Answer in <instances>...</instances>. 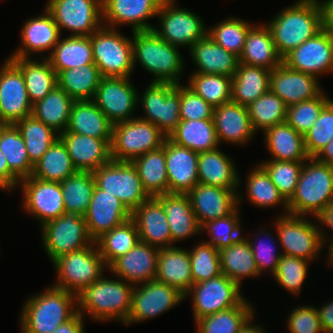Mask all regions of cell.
<instances>
[{
  "instance_id": "obj_72",
  "label": "cell",
  "mask_w": 333,
  "mask_h": 333,
  "mask_svg": "<svg viewBox=\"0 0 333 333\" xmlns=\"http://www.w3.org/2000/svg\"><path fill=\"white\" fill-rule=\"evenodd\" d=\"M328 245V246H327ZM326 247H327V251H326V260L325 262L327 263L328 268L331 266V268H333V239H331L328 243H327Z\"/></svg>"
},
{
  "instance_id": "obj_5",
  "label": "cell",
  "mask_w": 333,
  "mask_h": 333,
  "mask_svg": "<svg viewBox=\"0 0 333 333\" xmlns=\"http://www.w3.org/2000/svg\"><path fill=\"white\" fill-rule=\"evenodd\" d=\"M333 201V166L309 158L303 164L295 193L288 200L289 214L316 216Z\"/></svg>"
},
{
  "instance_id": "obj_37",
  "label": "cell",
  "mask_w": 333,
  "mask_h": 333,
  "mask_svg": "<svg viewBox=\"0 0 333 333\" xmlns=\"http://www.w3.org/2000/svg\"><path fill=\"white\" fill-rule=\"evenodd\" d=\"M263 136L265 150L271 160L298 162L310 158L305 148L304 136L286 121L267 129Z\"/></svg>"
},
{
  "instance_id": "obj_65",
  "label": "cell",
  "mask_w": 333,
  "mask_h": 333,
  "mask_svg": "<svg viewBox=\"0 0 333 333\" xmlns=\"http://www.w3.org/2000/svg\"><path fill=\"white\" fill-rule=\"evenodd\" d=\"M314 218L315 221H317L316 223L318 226L320 237L324 245L326 246V244L331 239H333V201L327 204L316 216H314ZM325 229L331 230L329 231L331 233H328Z\"/></svg>"
},
{
  "instance_id": "obj_11",
  "label": "cell",
  "mask_w": 333,
  "mask_h": 333,
  "mask_svg": "<svg viewBox=\"0 0 333 333\" xmlns=\"http://www.w3.org/2000/svg\"><path fill=\"white\" fill-rule=\"evenodd\" d=\"M39 228L42 248L52 263L59 257L94 242L88 234L85 217L76 213L64 212L62 216Z\"/></svg>"
},
{
  "instance_id": "obj_27",
  "label": "cell",
  "mask_w": 333,
  "mask_h": 333,
  "mask_svg": "<svg viewBox=\"0 0 333 333\" xmlns=\"http://www.w3.org/2000/svg\"><path fill=\"white\" fill-rule=\"evenodd\" d=\"M165 149L169 193L188 194L198 183V152L179 146L168 137Z\"/></svg>"
},
{
  "instance_id": "obj_63",
  "label": "cell",
  "mask_w": 333,
  "mask_h": 333,
  "mask_svg": "<svg viewBox=\"0 0 333 333\" xmlns=\"http://www.w3.org/2000/svg\"><path fill=\"white\" fill-rule=\"evenodd\" d=\"M286 325L289 333H324L316 308L300 304L290 310Z\"/></svg>"
},
{
  "instance_id": "obj_66",
  "label": "cell",
  "mask_w": 333,
  "mask_h": 333,
  "mask_svg": "<svg viewBox=\"0 0 333 333\" xmlns=\"http://www.w3.org/2000/svg\"><path fill=\"white\" fill-rule=\"evenodd\" d=\"M20 179L9 169L7 161L0 151V189L7 193L17 190Z\"/></svg>"
},
{
  "instance_id": "obj_19",
  "label": "cell",
  "mask_w": 333,
  "mask_h": 333,
  "mask_svg": "<svg viewBox=\"0 0 333 333\" xmlns=\"http://www.w3.org/2000/svg\"><path fill=\"white\" fill-rule=\"evenodd\" d=\"M290 69L317 77L333 74V35L323 28L283 57ZM320 77V78H319Z\"/></svg>"
},
{
  "instance_id": "obj_55",
  "label": "cell",
  "mask_w": 333,
  "mask_h": 333,
  "mask_svg": "<svg viewBox=\"0 0 333 333\" xmlns=\"http://www.w3.org/2000/svg\"><path fill=\"white\" fill-rule=\"evenodd\" d=\"M254 24L237 16H227L213 26H209L207 34L225 50L240 57L248 31Z\"/></svg>"
},
{
  "instance_id": "obj_46",
  "label": "cell",
  "mask_w": 333,
  "mask_h": 333,
  "mask_svg": "<svg viewBox=\"0 0 333 333\" xmlns=\"http://www.w3.org/2000/svg\"><path fill=\"white\" fill-rule=\"evenodd\" d=\"M245 298L238 306L204 316L196 321V333H239L243 326L256 315V308Z\"/></svg>"
},
{
  "instance_id": "obj_49",
  "label": "cell",
  "mask_w": 333,
  "mask_h": 333,
  "mask_svg": "<svg viewBox=\"0 0 333 333\" xmlns=\"http://www.w3.org/2000/svg\"><path fill=\"white\" fill-rule=\"evenodd\" d=\"M76 172L67 147L59 137L34 164L32 177L39 180L61 182Z\"/></svg>"
},
{
  "instance_id": "obj_47",
  "label": "cell",
  "mask_w": 333,
  "mask_h": 333,
  "mask_svg": "<svg viewBox=\"0 0 333 333\" xmlns=\"http://www.w3.org/2000/svg\"><path fill=\"white\" fill-rule=\"evenodd\" d=\"M102 76L97 65H87L62 70L57 74V85L74 101L92 100Z\"/></svg>"
},
{
  "instance_id": "obj_38",
  "label": "cell",
  "mask_w": 333,
  "mask_h": 333,
  "mask_svg": "<svg viewBox=\"0 0 333 333\" xmlns=\"http://www.w3.org/2000/svg\"><path fill=\"white\" fill-rule=\"evenodd\" d=\"M9 58L22 72L28 97L32 103L42 100L57 85V73L47 58Z\"/></svg>"
},
{
  "instance_id": "obj_44",
  "label": "cell",
  "mask_w": 333,
  "mask_h": 333,
  "mask_svg": "<svg viewBox=\"0 0 333 333\" xmlns=\"http://www.w3.org/2000/svg\"><path fill=\"white\" fill-rule=\"evenodd\" d=\"M135 166L143 188L150 197L169 193L165 149L149 151L131 161Z\"/></svg>"
},
{
  "instance_id": "obj_9",
  "label": "cell",
  "mask_w": 333,
  "mask_h": 333,
  "mask_svg": "<svg viewBox=\"0 0 333 333\" xmlns=\"http://www.w3.org/2000/svg\"><path fill=\"white\" fill-rule=\"evenodd\" d=\"M177 0H164L157 14L158 26L154 31L165 42L188 50L208 32L202 16L182 8Z\"/></svg>"
},
{
  "instance_id": "obj_6",
  "label": "cell",
  "mask_w": 333,
  "mask_h": 333,
  "mask_svg": "<svg viewBox=\"0 0 333 333\" xmlns=\"http://www.w3.org/2000/svg\"><path fill=\"white\" fill-rule=\"evenodd\" d=\"M51 264L56 273L55 282L51 285L75 295L108 271L95 242L67 253Z\"/></svg>"
},
{
  "instance_id": "obj_71",
  "label": "cell",
  "mask_w": 333,
  "mask_h": 333,
  "mask_svg": "<svg viewBox=\"0 0 333 333\" xmlns=\"http://www.w3.org/2000/svg\"><path fill=\"white\" fill-rule=\"evenodd\" d=\"M255 315L243 326L239 333H267L269 330H265L266 325L255 323Z\"/></svg>"
},
{
  "instance_id": "obj_29",
  "label": "cell",
  "mask_w": 333,
  "mask_h": 333,
  "mask_svg": "<svg viewBox=\"0 0 333 333\" xmlns=\"http://www.w3.org/2000/svg\"><path fill=\"white\" fill-rule=\"evenodd\" d=\"M77 171L94 172L111 160L112 139H99L73 132L59 135Z\"/></svg>"
},
{
  "instance_id": "obj_18",
  "label": "cell",
  "mask_w": 333,
  "mask_h": 333,
  "mask_svg": "<svg viewBox=\"0 0 333 333\" xmlns=\"http://www.w3.org/2000/svg\"><path fill=\"white\" fill-rule=\"evenodd\" d=\"M22 209L37 220L39 227L65 211L60 182L39 180L32 176L20 180Z\"/></svg>"
},
{
  "instance_id": "obj_3",
  "label": "cell",
  "mask_w": 333,
  "mask_h": 333,
  "mask_svg": "<svg viewBox=\"0 0 333 333\" xmlns=\"http://www.w3.org/2000/svg\"><path fill=\"white\" fill-rule=\"evenodd\" d=\"M20 311L21 333H52L77 313L76 295L50 284L29 295Z\"/></svg>"
},
{
  "instance_id": "obj_20",
  "label": "cell",
  "mask_w": 333,
  "mask_h": 333,
  "mask_svg": "<svg viewBox=\"0 0 333 333\" xmlns=\"http://www.w3.org/2000/svg\"><path fill=\"white\" fill-rule=\"evenodd\" d=\"M32 108L21 70L5 58L0 64V124L15 125L32 115Z\"/></svg>"
},
{
  "instance_id": "obj_53",
  "label": "cell",
  "mask_w": 333,
  "mask_h": 333,
  "mask_svg": "<svg viewBox=\"0 0 333 333\" xmlns=\"http://www.w3.org/2000/svg\"><path fill=\"white\" fill-rule=\"evenodd\" d=\"M247 109L253 129L257 134L259 131L263 134L267 129L286 121L287 106L271 90L251 102Z\"/></svg>"
},
{
  "instance_id": "obj_58",
  "label": "cell",
  "mask_w": 333,
  "mask_h": 333,
  "mask_svg": "<svg viewBox=\"0 0 333 333\" xmlns=\"http://www.w3.org/2000/svg\"><path fill=\"white\" fill-rule=\"evenodd\" d=\"M311 263L305 259L282 255L272 277L278 286L293 295V298L294 295L295 298L299 297L309 276L308 267Z\"/></svg>"
},
{
  "instance_id": "obj_45",
  "label": "cell",
  "mask_w": 333,
  "mask_h": 333,
  "mask_svg": "<svg viewBox=\"0 0 333 333\" xmlns=\"http://www.w3.org/2000/svg\"><path fill=\"white\" fill-rule=\"evenodd\" d=\"M74 100L58 85L33 104L32 115L59 135L66 131Z\"/></svg>"
},
{
  "instance_id": "obj_60",
  "label": "cell",
  "mask_w": 333,
  "mask_h": 333,
  "mask_svg": "<svg viewBox=\"0 0 333 333\" xmlns=\"http://www.w3.org/2000/svg\"><path fill=\"white\" fill-rule=\"evenodd\" d=\"M305 161L290 162L261 160L257 163L267 172L271 181L288 201L295 193L299 175Z\"/></svg>"
},
{
  "instance_id": "obj_26",
  "label": "cell",
  "mask_w": 333,
  "mask_h": 333,
  "mask_svg": "<svg viewBox=\"0 0 333 333\" xmlns=\"http://www.w3.org/2000/svg\"><path fill=\"white\" fill-rule=\"evenodd\" d=\"M213 122L219 144L246 146L255 139L247 106L229 102L214 107Z\"/></svg>"
},
{
  "instance_id": "obj_13",
  "label": "cell",
  "mask_w": 333,
  "mask_h": 333,
  "mask_svg": "<svg viewBox=\"0 0 333 333\" xmlns=\"http://www.w3.org/2000/svg\"><path fill=\"white\" fill-rule=\"evenodd\" d=\"M140 93L138 104L144 111L141 119L156 125L167 137L180 119V84L150 82ZM145 115V116H144Z\"/></svg>"
},
{
  "instance_id": "obj_35",
  "label": "cell",
  "mask_w": 333,
  "mask_h": 333,
  "mask_svg": "<svg viewBox=\"0 0 333 333\" xmlns=\"http://www.w3.org/2000/svg\"><path fill=\"white\" fill-rule=\"evenodd\" d=\"M162 202L170 227L172 247L177 242L189 240L191 237L200 235V225L192 210V204L188 194H163L157 196Z\"/></svg>"
},
{
  "instance_id": "obj_12",
  "label": "cell",
  "mask_w": 333,
  "mask_h": 333,
  "mask_svg": "<svg viewBox=\"0 0 333 333\" xmlns=\"http://www.w3.org/2000/svg\"><path fill=\"white\" fill-rule=\"evenodd\" d=\"M92 173L95 185L117 197L131 213L150 198L132 162L110 160Z\"/></svg>"
},
{
  "instance_id": "obj_69",
  "label": "cell",
  "mask_w": 333,
  "mask_h": 333,
  "mask_svg": "<svg viewBox=\"0 0 333 333\" xmlns=\"http://www.w3.org/2000/svg\"><path fill=\"white\" fill-rule=\"evenodd\" d=\"M323 10L324 28L333 35V0H319Z\"/></svg>"
},
{
  "instance_id": "obj_23",
  "label": "cell",
  "mask_w": 333,
  "mask_h": 333,
  "mask_svg": "<svg viewBox=\"0 0 333 333\" xmlns=\"http://www.w3.org/2000/svg\"><path fill=\"white\" fill-rule=\"evenodd\" d=\"M321 86L317 77L290 69L284 63L271 71L270 90L287 107L316 98L325 90Z\"/></svg>"
},
{
  "instance_id": "obj_39",
  "label": "cell",
  "mask_w": 333,
  "mask_h": 333,
  "mask_svg": "<svg viewBox=\"0 0 333 333\" xmlns=\"http://www.w3.org/2000/svg\"><path fill=\"white\" fill-rule=\"evenodd\" d=\"M64 132L112 139L113 124L92 100L74 101L68 127Z\"/></svg>"
},
{
  "instance_id": "obj_28",
  "label": "cell",
  "mask_w": 333,
  "mask_h": 333,
  "mask_svg": "<svg viewBox=\"0 0 333 333\" xmlns=\"http://www.w3.org/2000/svg\"><path fill=\"white\" fill-rule=\"evenodd\" d=\"M238 191L198 183L188 196L200 227L230 215L238 207Z\"/></svg>"
},
{
  "instance_id": "obj_7",
  "label": "cell",
  "mask_w": 333,
  "mask_h": 333,
  "mask_svg": "<svg viewBox=\"0 0 333 333\" xmlns=\"http://www.w3.org/2000/svg\"><path fill=\"white\" fill-rule=\"evenodd\" d=\"M314 217L277 215L272 221L283 255L313 262L325 247Z\"/></svg>"
},
{
  "instance_id": "obj_36",
  "label": "cell",
  "mask_w": 333,
  "mask_h": 333,
  "mask_svg": "<svg viewBox=\"0 0 333 333\" xmlns=\"http://www.w3.org/2000/svg\"><path fill=\"white\" fill-rule=\"evenodd\" d=\"M239 63L274 70L283 58L278 53L270 28L255 22L249 29Z\"/></svg>"
},
{
  "instance_id": "obj_43",
  "label": "cell",
  "mask_w": 333,
  "mask_h": 333,
  "mask_svg": "<svg viewBox=\"0 0 333 333\" xmlns=\"http://www.w3.org/2000/svg\"><path fill=\"white\" fill-rule=\"evenodd\" d=\"M47 59L57 74L62 70L76 69L93 63L90 36H70L69 34L61 36Z\"/></svg>"
},
{
  "instance_id": "obj_16",
  "label": "cell",
  "mask_w": 333,
  "mask_h": 333,
  "mask_svg": "<svg viewBox=\"0 0 333 333\" xmlns=\"http://www.w3.org/2000/svg\"><path fill=\"white\" fill-rule=\"evenodd\" d=\"M185 301L177 289L156 280L136 285L132 293L131 309L125 326L140 324L165 314Z\"/></svg>"
},
{
  "instance_id": "obj_17",
  "label": "cell",
  "mask_w": 333,
  "mask_h": 333,
  "mask_svg": "<svg viewBox=\"0 0 333 333\" xmlns=\"http://www.w3.org/2000/svg\"><path fill=\"white\" fill-rule=\"evenodd\" d=\"M131 78L102 77L92 99L113 125L135 118L138 88Z\"/></svg>"
},
{
  "instance_id": "obj_68",
  "label": "cell",
  "mask_w": 333,
  "mask_h": 333,
  "mask_svg": "<svg viewBox=\"0 0 333 333\" xmlns=\"http://www.w3.org/2000/svg\"><path fill=\"white\" fill-rule=\"evenodd\" d=\"M85 318L77 312L70 320L62 323L52 333H85Z\"/></svg>"
},
{
  "instance_id": "obj_57",
  "label": "cell",
  "mask_w": 333,
  "mask_h": 333,
  "mask_svg": "<svg viewBox=\"0 0 333 333\" xmlns=\"http://www.w3.org/2000/svg\"><path fill=\"white\" fill-rule=\"evenodd\" d=\"M241 209L237 207L230 215L204 223L200 231L206 232L210 239L205 241L217 250L229 247L243 236Z\"/></svg>"
},
{
  "instance_id": "obj_50",
  "label": "cell",
  "mask_w": 333,
  "mask_h": 333,
  "mask_svg": "<svg viewBox=\"0 0 333 333\" xmlns=\"http://www.w3.org/2000/svg\"><path fill=\"white\" fill-rule=\"evenodd\" d=\"M140 241L136 223L132 218L104 233L95 243L107 267L125 255Z\"/></svg>"
},
{
  "instance_id": "obj_21",
  "label": "cell",
  "mask_w": 333,
  "mask_h": 333,
  "mask_svg": "<svg viewBox=\"0 0 333 333\" xmlns=\"http://www.w3.org/2000/svg\"><path fill=\"white\" fill-rule=\"evenodd\" d=\"M43 8L40 15L23 21L19 32L20 45L8 57L33 58L39 54L37 58H47L52 52L62 35L53 16Z\"/></svg>"
},
{
  "instance_id": "obj_8",
  "label": "cell",
  "mask_w": 333,
  "mask_h": 333,
  "mask_svg": "<svg viewBox=\"0 0 333 333\" xmlns=\"http://www.w3.org/2000/svg\"><path fill=\"white\" fill-rule=\"evenodd\" d=\"M102 26L91 36L93 60L102 77H133L132 38Z\"/></svg>"
},
{
  "instance_id": "obj_42",
  "label": "cell",
  "mask_w": 333,
  "mask_h": 333,
  "mask_svg": "<svg viewBox=\"0 0 333 333\" xmlns=\"http://www.w3.org/2000/svg\"><path fill=\"white\" fill-rule=\"evenodd\" d=\"M168 138L198 153L220 147L213 119L181 120Z\"/></svg>"
},
{
  "instance_id": "obj_54",
  "label": "cell",
  "mask_w": 333,
  "mask_h": 333,
  "mask_svg": "<svg viewBox=\"0 0 333 333\" xmlns=\"http://www.w3.org/2000/svg\"><path fill=\"white\" fill-rule=\"evenodd\" d=\"M187 81L186 85L213 107L232 101V77L191 72Z\"/></svg>"
},
{
  "instance_id": "obj_51",
  "label": "cell",
  "mask_w": 333,
  "mask_h": 333,
  "mask_svg": "<svg viewBox=\"0 0 333 333\" xmlns=\"http://www.w3.org/2000/svg\"><path fill=\"white\" fill-rule=\"evenodd\" d=\"M60 185L65 211L85 216L95 187L93 173L77 171L61 181Z\"/></svg>"
},
{
  "instance_id": "obj_25",
  "label": "cell",
  "mask_w": 333,
  "mask_h": 333,
  "mask_svg": "<svg viewBox=\"0 0 333 333\" xmlns=\"http://www.w3.org/2000/svg\"><path fill=\"white\" fill-rule=\"evenodd\" d=\"M159 250L139 241L125 255L116 259L107 272L134 286L153 281L156 278Z\"/></svg>"
},
{
  "instance_id": "obj_61",
  "label": "cell",
  "mask_w": 333,
  "mask_h": 333,
  "mask_svg": "<svg viewBox=\"0 0 333 333\" xmlns=\"http://www.w3.org/2000/svg\"><path fill=\"white\" fill-rule=\"evenodd\" d=\"M323 91L314 99L287 107L286 122L297 132L304 135L319 117L323 107L331 100Z\"/></svg>"
},
{
  "instance_id": "obj_52",
  "label": "cell",
  "mask_w": 333,
  "mask_h": 333,
  "mask_svg": "<svg viewBox=\"0 0 333 333\" xmlns=\"http://www.w3.org/2000/svg\"><path fill=\"white\" fill-rule=\"evenodd\" d=\"M271 229L274 230V233L272 232V234L269 229L267 230L265 226H262L260 229L255 230L257 233L254 232L249 236L245 234L243 235L251 246L256 266L261 276H263V274L266 275L267 272H269L272 277L277 269L280 258L283 255L281 247L278 245L279 242L275 227L273 226Z\"/></svg>"
},
{
  "instance_id": "obj_22",
  "label": "cell",
  "mask_w": 333,
  "mask_h": 333,
  "mask_svg": "<svg viewBox=\"0 0 333 333\" xmlns=\"http://www.w3.org/2000/svg\"><path fill=\"white\" fill-rule=\"evenodd\" d=\"M164 0H102L103 25L110 28L131 27V31H150ZM150 20V21H149ZM119 26V27H118Z\"/></svg>"
},
{
  "instance_id": "obj_14",
  "label": "cell",
  "mask_w": 333,
  "mask_h": 333,
  "mask_svg": "<svg viewBox=\"0 0 333 333\" xmlns=\"http://www.w3.org/2000/svg\"><path fill=\"white\" fill-rule=\"evenodd\" d=\"M45 9L53 16L61 35L91 36L103 26L102 0H47Z\"/></svg>"
},
{
  "instance_id": "obj_10",
  "label": "cell",
  "mask_w": 333,
  "mask_h": 333,
  "mask_svg": "<svg viewBox=\"0 0 333 333\" xmlns=\"http://www.w3.org/2000/svg\"><path fill=\"white\" fill-rule=\"evenodd\" d=\"M167 136L140 117L113 125L111 160L129 161L163 146Z\"/></svg>"
},
{
  "instance_id": "obj_34",
  "label": "cell",
  "mask_w": 333,
  "mask_h": 333,
  "mask_svg": "<svg viewBox=\"0 0 333 333\" xmlns=\"http://www.w3.org/2000/svg\"><path fill=\"white\" fill-rule=\"evenodd\" d=\"M238 166L234 158L217 148L198 154L199 184L211 185L225 189H239Z\"/></svg>"
},
{
  "instance_id": "obj_64",
  "label": "cell",
  "mask_w": 333,
  "mask_h": 333,
  "mask_svg": "<svg viewBox=\"0 0 333 333\" xmlns=\"http://www.w3.org/2000/svg\"><path fill=\"white\" fill-rule=\"evenodd\" d=\"M214 107L196 94L186 84H180V119H212Z\"/></svg>"
},
{
  "instance_id": "obj_2",
  "label": "cell",
  "mask_w": 333,
  "mask_h": 333,
  "mask_svg": "<svg viewBox=\"0 0 333 333\" xmlns=\"http://www.w3.org/2000/svg\"><path fill=\"white\" fill-rule=\"evenodd\" d=\"M278 12L265 23L282 58L324 28L319 0H295Z\"/></svg>"
},
{
  "instance_id": "obj_15",
  "label": "cell",
  "mask_w": 333,
  "mask_h": 333,
  "mask_svg": "<svg viewBox=\"0 0 333 333\" xmlns=\"http://www.w3.org/2000/svg\"><path fill=\"white\" fill-rule=\"evenodd\" d=\"M184 297H191L194 321L238 306L246 298L241 287L224 274L193 284Z\"/></svg>"
},
{
  "instance_id": "obj_24",
  "label": "cell",
  "mask_w": 333,
  "mask_h": 333,
  "mask_svg": "<svg viewBox=\"0 0 333 333\" xmlns=\"http://www.w3.org/2000/svg\"><path fill=\"white\" fill-rule=\"evenodd\" d=\"M85 222L90 238L95 242L104 233L131 218V212L114 195L94 187Z\"/></svg>"
},
{
  "instance_id": "obj_1",
  "label": "cell",
  "mask_w": 333,
  "mask_h": 333,
  "mask_svg": "<svg viewBox=\"0 0 333 333\" xmlns=\"http://www.w3.org/2000/svg\"><path fill=\"white\" fill-rule=\"evenodd\" d=\"M105 276L106 273L76 294L77 312L85 319L88 317L94 322L114 321L125 325L129 317L135 286L119 277Z\"/></svg>"
},
{
  "instance_id": "obj_62",
  "label": "cell",
  "mask_w": 333,
  "mask_h": 333,
  "mask_svg": "<svg viewBox=\"0 0 333 333\" xmlns=\"http://www.w3.org/2000/svg\"><path fill=\"white\" fill-rule=\"evenodd\" d=\"M303 136L305 148L310 158H315L333 139V99L323 107L311 129Z\"/></svg>"
},
{
  "instance_id": "obj_4",
  "label": "cell",
  "mask_w": 333,
  "mask_h": 333,
  "mask_svg": "<svg viewBox=\"0 0 333 333\" xmlns=\"http://www.w3.org/2000/svg\"><path fill=\"white\" fill-rule=\"evenodd\" d=\"M133 66L139 64L152 75L150 82L182 84L185 58L179 47L161 39L154 31H133ZM184 71V72H183Z\"/></svg>"
},
{
  "instance_id": "obj_70",
  "label": "cell",
  "mask_w": 333,
  "mask_h": 333,
  "mask_svg": "<svg viewBox=\"0 0 333 333\" xmlns=\"http://www.w3.org/2000/svg\"><path fill=\"white\" fill-rule=\"evenodd\" d=\"M320 163L333 166V139L325 145L321 152L315 157Z\"/></svg>"
},
{
  "instance_id": "obj_41",
  "label": "cell",
  "mask_w": 333,
  "mask_h": 333,
  "mask_svg": "<svg viewBox=\"0 0 333 333\" xmlns=\"http://www.w3.org/2000/svg\"><path fill=\"white\" fill-rule=\"evenodd\" d=\"M271 71L239 63L232 77V102L248 106L270 90Z\"/></svg>"
},
{
  "instance_id": "obj_30",
  "label": "cell",
  "mask_w": 333,
  "mask_h": 333,
  "mask_svg": "<svg viewBox=\"0 0 333 333\" xmlns=\"http://www.w3.org/2000/svg\"><path fill=\"white\" fill-rule=\"evenodd\" d=\"M141 242L158 249L172 247L170 227L162 202L157 197H150L132 213Z\"/></svg>"
},
{
  "instance_id": "obj_48",
  "label": "cell",
  "mask_w": 333,
  "mask_h": 333,
  "mask_svg": "<svg viewBox=\"0 0 333 333\" xmlns=\"http://www.w3.org/2000/svg\"><path fill=\"white\" fill-rule=\"evenodd\" d=\"M0 151L9 169L20 180L32 176L34 164L28 157L24 139L16 125L0 124Z\"/></svg>"
},
{
  "instance_id": "obj_40",
  "label": "cell",
  "mask_w": 333,
  "mask_h": 333,
  "mask_svg": "<svg viewBox=\"0 0 333 333\" xmlns=\"http://www.w3.org/2000/svg\"><path fill=\"white\" fill-rule=\"evenodd\" d=\"M221 274H224L241 288L244 279H256L260 274L249 242L242 236L229 247L219 250ZM254 277V278H253Z\"/></svg>"
},
{
  "instance_id": "obj_33",
  "label": "cell",
  "mask_w": 333,
  "mask_h": 333,
  "mask_svg": "<svg viewBox=\"0 0 333 333\" xmlns=\"http://www.w3.org/2000/svg\"><path fill=\"white\" fill-rule=\"evenodd\" d=\"M155 280L185 296L193 286L189 248L173 246L160 249Z\"/></svg>"
},
{
  "instance_id": "obj_56",
  "label": "cell",
  "mask_w": 333,
  "mask_h": 333,
  "mask_svg": "<svg viewBox=\"0 0 333 333\" xmlns=\"http://www.w3.org/2000/svg\"><path fill=\"white\" fill-rule=\"evenodd\" d=\"M22 134L30 161L35 164L49 147L59 138V134L33 115L15 124Z\"/></svg>"
},
{
  "instance_id": "obj_59",
  "label": "cell",
  "mask_w": 333,
  "mask_h": 333,
  "mask_svg": "<svg viewBox=\"0 0 333 333\" xmlns=\"http://www.w3.org/2000/svg\"><path fill=\"white\" fill-rule=\"evenodd\" d=\"M201 239L189 249L193 284L207 281L221 274L219 250Z\"/></svg>"
},
{
  "instance_id": "obj_31",
  "label": "cell",
  "mask_w": 333,
  "mask_h": 333,
  "mask_svg": "<svg viewBox=\"0 0 333 333\" xmlns=\"http://www.w3.org/2000/svg\"><path fill=\"white\" fill-rule=\"evenodd\" d=\"M246 176L245 179L243 178V182L241 178H239V187H241V183L245 185V194L242 192V189L239 188L237 195L239 208H241L240 204L242 201L247 199V202L254 205V208L270 209L282 206L283 213H276V216L289 214L288 201L279 192L267 172L258 163L254 164L251 170L247 172Z\"/></svg>"
},
{
  "instance_id": "obj_32",
  "label": "cell",
  "mask_w": 333,
  "mask_h": 333,
  "mask_svg": "<svg viewBox=\"0 0 333 333\" xmlns=\"http://www.w3.org/2000/svg\"><path fill=\"white\" fill-rule=\"evenodd\" d=\"M189 57L195 69L193 73L219 74L233 77L239 57L225 50L208 34L198 40L189 50Z\"/></svg>"
},
{
  "instance_id": "obj_67",
  "label": "cell",
  "mask_w": 333,
  "mask_h": 333,
  "mask_svg": "<svg viewBox=\"0 0 333 333\" xmlns=\"http://www.w3.org/2000/svg\"><path fill=\"white\" fill-rule=\"evenodd\" d=\"M316 308L324 333H333V299Z\"/></svg>"
}]
</instances>
